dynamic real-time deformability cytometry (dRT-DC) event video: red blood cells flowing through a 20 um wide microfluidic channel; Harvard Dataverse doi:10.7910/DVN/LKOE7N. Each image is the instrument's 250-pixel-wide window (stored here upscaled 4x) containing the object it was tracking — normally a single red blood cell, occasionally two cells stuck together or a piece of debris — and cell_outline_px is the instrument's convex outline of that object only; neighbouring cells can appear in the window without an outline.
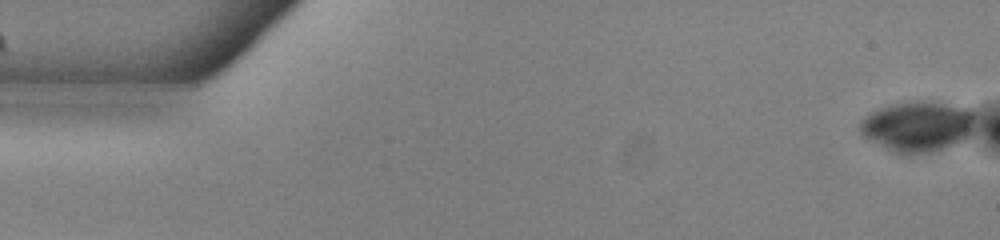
{"species": "common noctule bat (a hibernating species)", "species_latin": "Nyctalus noctula", "temperature_condition": "warm", "stored_images_in_passage": 54, "camera_frame_rate_fps": 3000, "um_per_image_px": 0.085, "animal": {"sex": "male", "body_mass_g": 13.0, "forearm_length_mm": 53.1}, "frame": {"image": 1, "passage_image": 1, "time_ms": 0.0, "image_size_px": [1000, 240], "cell_outline_px": [[972, 128], [968, 136], [964, 140], [956, 144], [932, 152], [892, 152], [864, 136], [860, 132], [860, 120], [864, 116], [888, 104], [912, 100], [932, 100], [972, 108]], "centroid_in_image_um": [78.0, 10.69], "position_along_channel_um": 7.0, "area_um2": 33.93}}
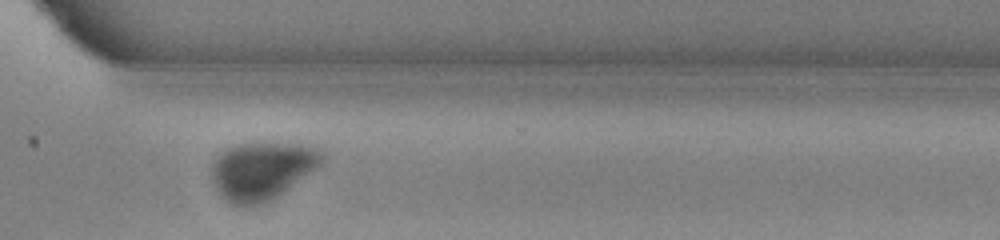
{"frame": {"image": 2, "passage_image": 39, "time_ms": 12.667, "image_size_px": [1000, 240], "cell_outline_px": [[324, 160], [316, 168], [276, 196], [260, 204], [244, 208], [232, 204], [220, 196], [216, 188], [212, 176], [212, 164], [228, 148], [236, 144], [256, 140], [312, 144], [320, 148], [324, 156]], "centroid_in_image_um": [22.3, 14.44], "position_along_channel_um": 348.3, "area_um2": 37.74}}
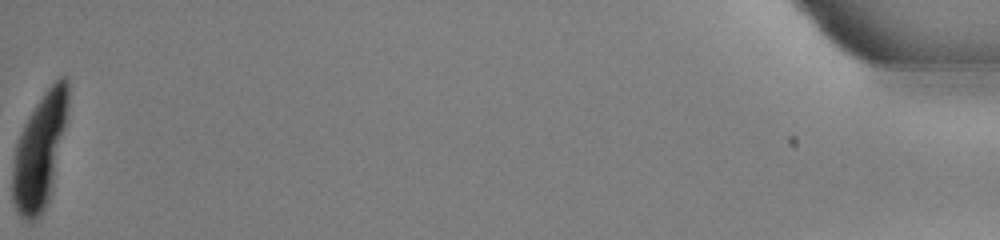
{"frame": {"image": 3, "passage_image": 54, "time_ms": 17.667, "image_size_px": [1000, 240], "cell_outline_px": [[68, 112], [52, 184], [48, 200], [44, 212], [32, 224], [24, 220], [20, 216], [12, 200], [12, 172], [16, 144], [20, 132], [28, 116], [44, 92], [60, 76], [64, 76], [68, 80]], "centroid_in_image_um": [3.36, 12.88], "position_along_channel_um": 431.8, "area_um2": 36.76}}